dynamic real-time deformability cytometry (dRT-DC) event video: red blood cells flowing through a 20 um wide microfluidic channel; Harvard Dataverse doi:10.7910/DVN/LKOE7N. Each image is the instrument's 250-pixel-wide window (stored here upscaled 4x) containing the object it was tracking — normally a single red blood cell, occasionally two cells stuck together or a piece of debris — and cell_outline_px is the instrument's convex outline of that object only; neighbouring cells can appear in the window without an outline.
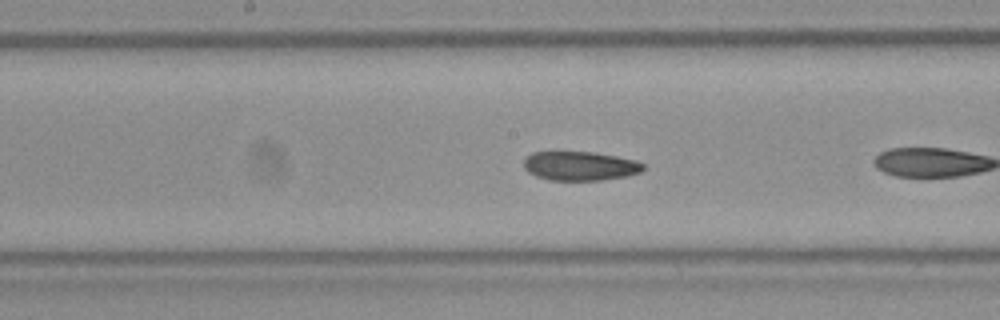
{"species": "Egyptian fruit bat (a non-hibernating species)", "species_latin": "Rousettus aegyptiacus", "temperature_condition": "room temperature", "stored_images_in_passage": 36, "camera_frame_rate_fps": 3000, "um_per_image_px": 0.085, "frame": {"image": 1, "passage_image": 11, "time_ms": 3.333, "image_size_px": [1000, 320], "cell_outline_px": [[644, 168], [640, 172], [624, 176], [600, 180], [548, 180], [536, 176], [528, 172], [524, 168], [524, 160], [532, 152], [556, 148], [592, 152], [616, 156], [636, 160], [644, 164]], "centroid_in_image_um": [49.21, 14.05], "position_along_channel_um": 199.0, "area_um2": 20.98}, "authors_computed_cell_mechanics": {"area_um2": 20.9236, "velocity_mm_per_s": 4.0061, "shape_relaxation_time_tau1_ms": 7.8752, "shape_relaxation_time_tau2_ms": 3.4511, "deformation_change_tau1": 0.1216, "deformation_change_tau2": 0.0602}}